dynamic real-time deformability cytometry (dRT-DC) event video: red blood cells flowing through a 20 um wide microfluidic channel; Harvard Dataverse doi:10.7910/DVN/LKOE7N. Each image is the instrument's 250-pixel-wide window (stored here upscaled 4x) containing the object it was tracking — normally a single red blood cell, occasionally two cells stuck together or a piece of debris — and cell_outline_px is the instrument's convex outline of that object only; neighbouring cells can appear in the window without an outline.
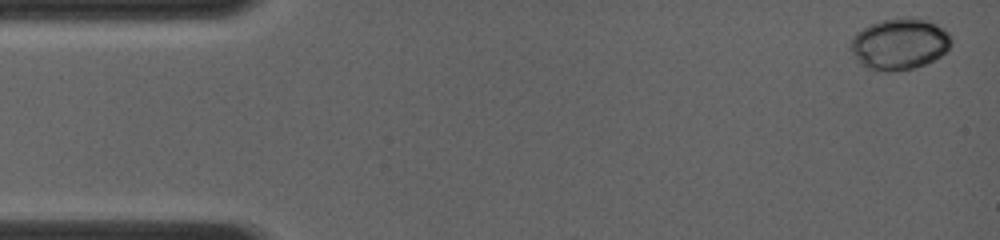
{"species": "common noctule bat (a hibernating species)", "species_latin": "Nyctalus noctula", "temperature_condition": "room temperature", "stored_images_in_passage": 6, "camera_frame_rate_fps": 4000, "um_per_image_px": 0.085, "animal": {"sex": "female", "body_mass_g": 19.0, "forearm_length_mm": 56.7}, "frame": {"image": 1, "passage_image": 1, "time_ms": 0.0, "image_size_px": [1000, 240], "cell_outline_px": [[952, 40], [948, 48], [940, 56], [916, 68], [888, 72], [880, 72], [868, 68], [860, 64], [856, 60], [848, 48], [848, 44], [852, 36], [856, 32], [872, 24], [884, 20], [908, 16], [928, 20], [944, 28], [948, 32]], "centroid_in_image_um": [76.41, 3.74], "position_along_channel_um": 8.6, "area_um2": 30.46}}
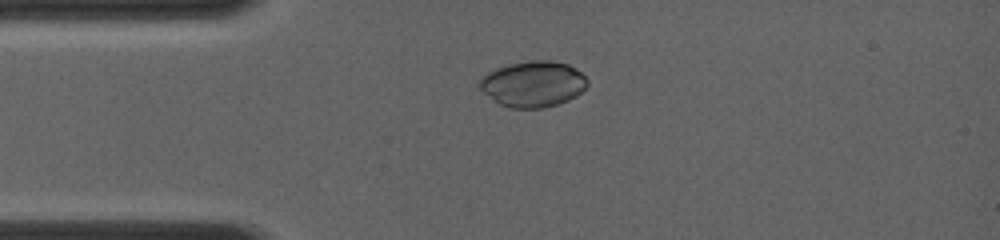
{"frame": {"image": 2, "passage_image": 5, "time_ms": 3.0, "image_size_px": [1000, 240], "cell_outline_px": [[588, 84], [576, 96], [568, 100], [544, 108], [508, 108], [500, 104], [484, 92], [476, 84], [488, 72], [496, 68], [508, 64], [532, 60], [552, 60], [568, 64], [576, 68], [588, 80]], "centroid_in_image_um": [45.31, 7.13], "position_along_channel_um": 39.7, "area_um2": 28.78}}